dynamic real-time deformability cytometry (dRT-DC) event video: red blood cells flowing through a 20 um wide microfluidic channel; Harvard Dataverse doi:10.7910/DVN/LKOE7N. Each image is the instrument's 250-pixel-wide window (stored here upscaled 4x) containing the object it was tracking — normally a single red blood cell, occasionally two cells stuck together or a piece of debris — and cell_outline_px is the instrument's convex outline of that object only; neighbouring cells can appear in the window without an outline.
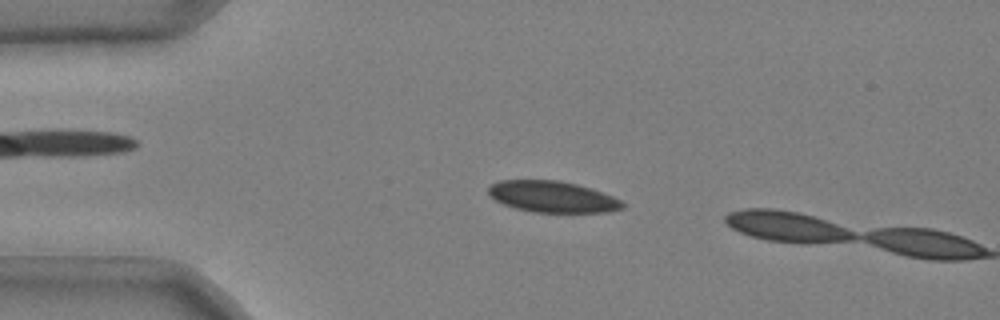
{"species": "common noctule bat (a hibernating species)", "species_latin": "Nyctalus noctula", "temperature_condition": "cold", "stored_images_in_passage": 5, "camera_frame_rate_fps": 3000, "um_per_image_px": 0.085, "animal": {"sex": "male", "body_mass_g": 20.4}, "frame": {"image": 1, "passage_image": 4, "time_ms": 1.0, "image_size_px": [1000, 320], "cell_outline_px": [[624, 208], [608, 212], [532, 212], [516, 208], [504, 204], [496, 200], [488, 192], [488, 188], [492, 184], [500, 180], [560, 180], [592, 188], [612, 196], [620, 200], [624, 204]], "centroid_in_image_um": [46.98, 16.72], "position_along_channel_um": 38.0, "area_um2": 24.33}}